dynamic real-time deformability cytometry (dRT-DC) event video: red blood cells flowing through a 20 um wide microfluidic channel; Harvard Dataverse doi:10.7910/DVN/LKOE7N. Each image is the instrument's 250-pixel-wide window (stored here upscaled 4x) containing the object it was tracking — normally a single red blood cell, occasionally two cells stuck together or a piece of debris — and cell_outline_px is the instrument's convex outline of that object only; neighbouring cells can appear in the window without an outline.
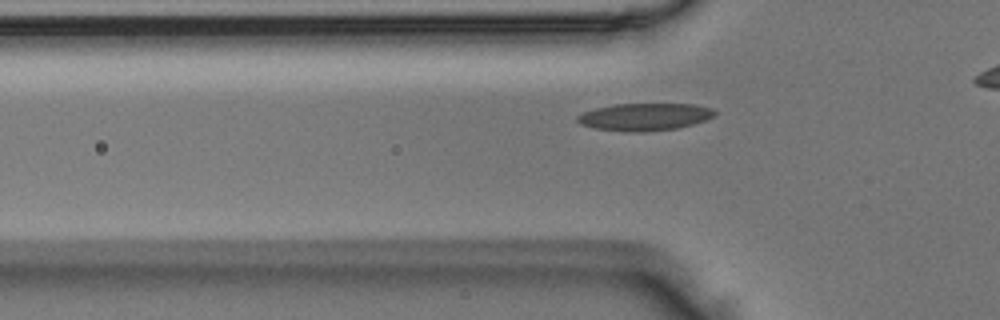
{"species": "Egyptian fruit bat (a non-hibernating species)", "species_latin": "Rousettus aegyptiacus", "temperature_condition": "room temperature", "stored_images_in_passage": 30, "camera_frame_rate_fps": 3000, "um_per_image_px": 0.085, "animal": {"sex": "male"}, "frame": {"image": 1, "passage_image": 4, "time_ms": 1.0, "image_size_px": [1000, 320], "cell_outline_px": [[716, 116], [692, 124], [676, 128], [640, 132], [632, 132], [596, 128], [580, 124], [576, 120], [576, 116], [584, 112], [596, 108], [612, 104], [696, 104], [712, 108], [716, 112]], "centroid_in_image_um": [54.8, 9.92], "position_along_channel_um": 71.0, "area_um2": 21.79}}
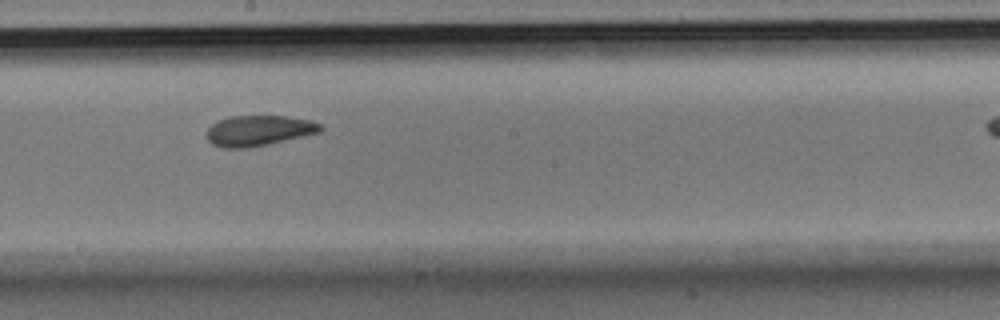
{"frame": {"image": 2, "passage_image": 16, "time_ms": 5.0, "image_size_px": [1000, 320], "cell_outline_px": [[324, 128], [320, 132], [304, 136], [268, 144], [248, 148], [220, 148], [212, 144], [208, 140], [204, 132], [216, 120], [228, 116], [288, 116], [312, 120], [320, 124]], "centroid_in_image_um": [21.95, 11.1], "position_along_channel_um": 226.2, "area_um2": 20.58}}
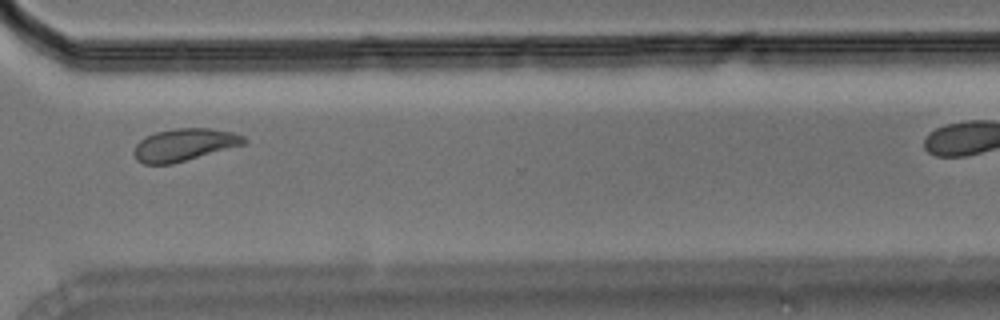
{"frame": {"image": 3, "passage_image": 26, "time_ms": 8.333, "image_size_px": [1000, 320], "cell_outline_px": [[248, 140], [244, 144], [172, 164], [144, 164], [136, 160], [132, 152], [136, 144], [140, 140], [156, 132], [176, 128], [208, 128], [232, 132], [244, 136]], "centroid_in_image_um": [15.64, 12.31], "position_along_channel_um": 355.0, "area_um2": 20.63}}